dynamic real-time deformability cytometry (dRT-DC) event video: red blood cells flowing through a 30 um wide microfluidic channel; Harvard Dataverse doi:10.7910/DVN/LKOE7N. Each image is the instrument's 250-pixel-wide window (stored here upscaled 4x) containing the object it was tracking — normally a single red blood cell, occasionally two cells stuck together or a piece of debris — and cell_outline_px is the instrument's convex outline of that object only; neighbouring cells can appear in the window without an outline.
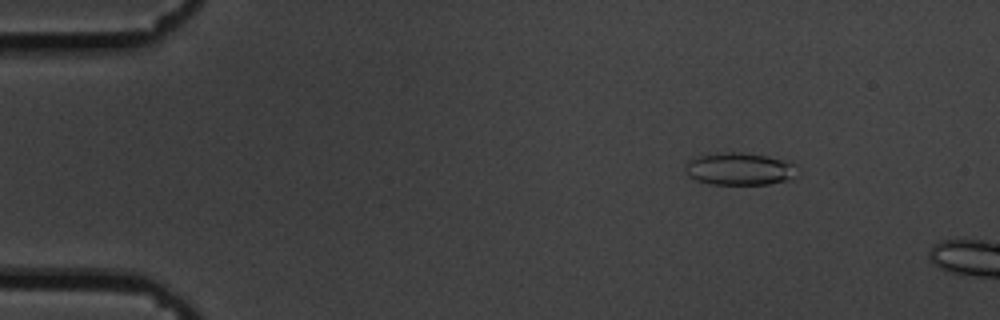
{"species": "common noctule bat (a hibernating species)", "species_latin": "Nyctalus noctula", "temperature_condition": "cold", "stored_images_in_passage": 14, "camera_frame_rate_fps": 3000, "um_per_image_px": 0.085, "animal": {"sex": "male", "body_mass_g": 19.5, "forearm_length_mm": 54.6}, "frame": {"image": 1, "passage_image": 8, "time_ms": 2.333, "image_size_px": [1000, 320], "cell_outline_px": [[796, 164], [788, 180], [768, 184], [708, 184], [696, 180], [688, 176], [688, 160], [692, 156], [716, 152], [740, 152], [768, 156], [788, 160]], "centroid_in_image_um": [62.8, 14.33], "position_along_channel_um": 22.2, "area_um2": 21.1}}